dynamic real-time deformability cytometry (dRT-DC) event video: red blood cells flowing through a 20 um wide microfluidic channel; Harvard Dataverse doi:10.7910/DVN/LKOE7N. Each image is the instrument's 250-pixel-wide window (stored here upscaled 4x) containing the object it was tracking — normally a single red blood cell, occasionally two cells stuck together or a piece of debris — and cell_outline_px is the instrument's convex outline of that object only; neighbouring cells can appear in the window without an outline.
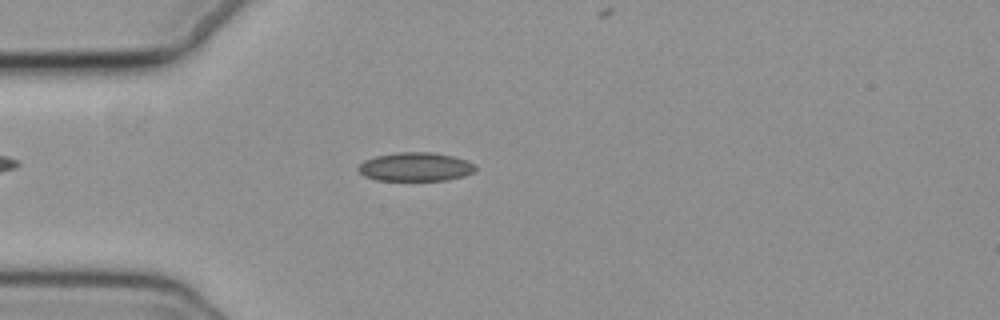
{"species": "common noctule bat (a hibernating species)", "species_latin": "Nyctalus noctula", "temperature_condition": "cold", "stored_images_in_passage": 53, "camera_frame_rate_fps": 3000, "um_per_image_px": 0.085, "animal": {"sex": "female", "body_mass_g": 19.3, "forearm_length_mm": 54.1}, "frame": {"image": 1, "passage_image": 12, "time_ms": 3.667, "image_size_px": [1000, 320], "cell_outline_px": [[476, 168], [472, 172], [464, 176], [448, 180], [376, 180], [364, 176], [356, 168], [364, 160], [376, 156], [396, 152], [432, 152], [452, 156], [468, 160], [476, 164]], "centroid_in_image_um": [35.32, 14.18], "position_along_channel_um": 49.7, "area_um2": 19.71}}
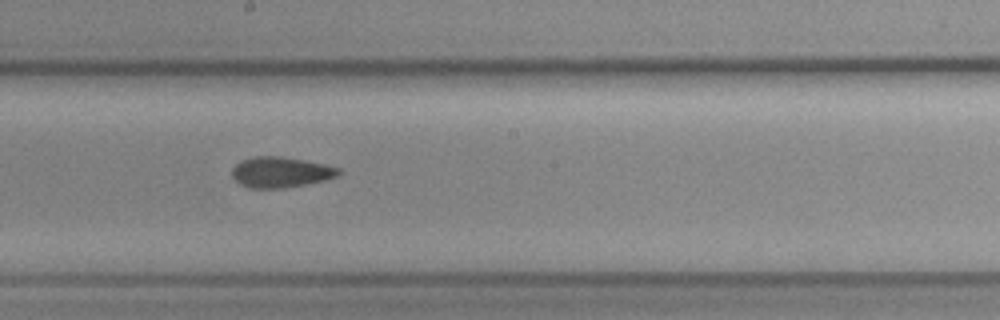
{"frame": {"image": 2, "passage_image": 27, "time_ms": 8.667, "image_size_px": [1000, 320], "cell_outline_px": [[340, 172], [336, 176], [324, 180], [284, 188], [248, 188], [240, 184], [232, 176], [232, 168], [236, 164], [244, 160], [256, 156], [280, 156], [304, 160], [324, 164], [340, 168]], "centroid_in_image_um": [23.84, 14.64], "position_along_channel_um": 224.4, "area_um2": 18.79}}
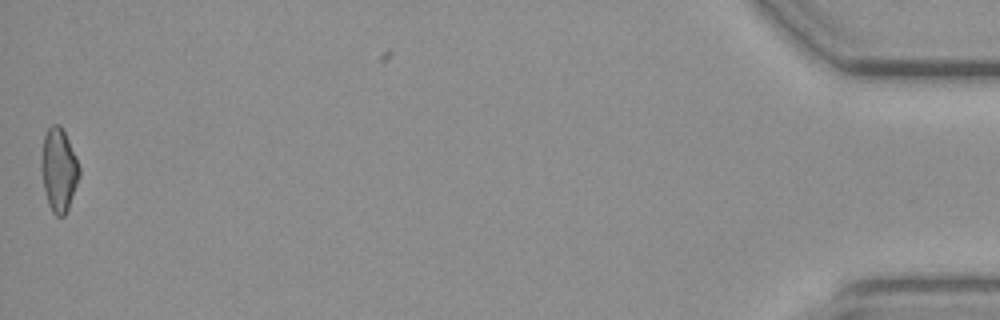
{"frame": {"image": 3, "passage_image": 52, "time_ms": 17.0, "image_size_px": [1000, 320], "cell_outline_px": [[80, 176], [68, 208], [64, 216], [56, 216], [52, 212], [48, 204], [44, 188], [40, 168], [40, 164], [44, 136], [48, 128], [52, 124], [60, 124], [68, 140], [80, 168]], "centroid_in_image_um": [4.98, 14.44], "position_along_channel_um": 430.2, "area_um2": 18.32}, "authors_computed_cell_mechanics": {"area_um2": 19.074, "velocity_mm_per_s": 3.7284, "shape_relaxation_time_tau1_ms": null, "shape_relaxation_time_tau2_ms": 10.4258, "deformation_change_tau1": null, "deformation_change_tau2": 0.1552}}